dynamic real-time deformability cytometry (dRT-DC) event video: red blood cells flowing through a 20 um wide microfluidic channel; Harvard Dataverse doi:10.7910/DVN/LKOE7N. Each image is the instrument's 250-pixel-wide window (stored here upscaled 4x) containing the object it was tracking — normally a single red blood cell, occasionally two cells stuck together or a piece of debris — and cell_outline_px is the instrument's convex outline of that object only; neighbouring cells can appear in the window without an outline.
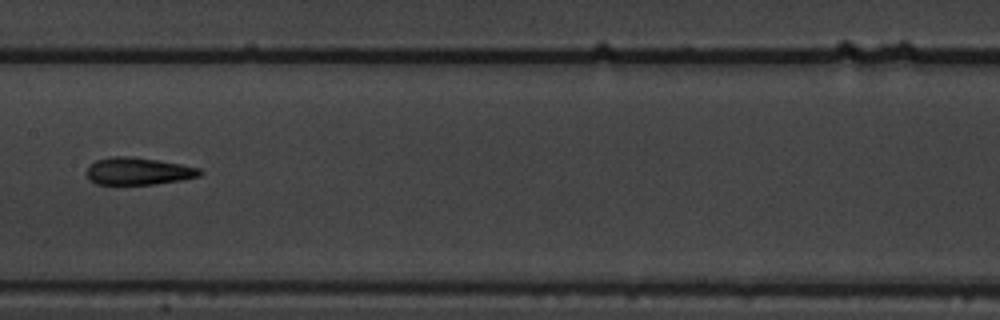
{"species": "common noctule bat (a hibernating species)", "species_latin": "Nyctalus noctula", "temperature_condition": "warm", "stored_images_in_passage": 11, "camera_frame_rate_fps": 3000, "um_per_image_px": 0.085, "animal": {"sex": "male", "body_mass_g": 19.5, "forearm_length_mm": 54.6}, "frame": {"image": 1, "passage_image": 4, "time_ms": 1.0, "image_size_px": [1000, 320], "cell_outline_px": [[204, 172], [200, 176], [180, 180], [156, 184], [96, 184], [84, 172], [88, 164], [96, 160], [112, 156], [132, 156], [180, 164], [200, 168]], "centroid_in_image_um": [11.73, 14.54], "position_along_channel_um": 195.7, "area_um2": 18.09}}
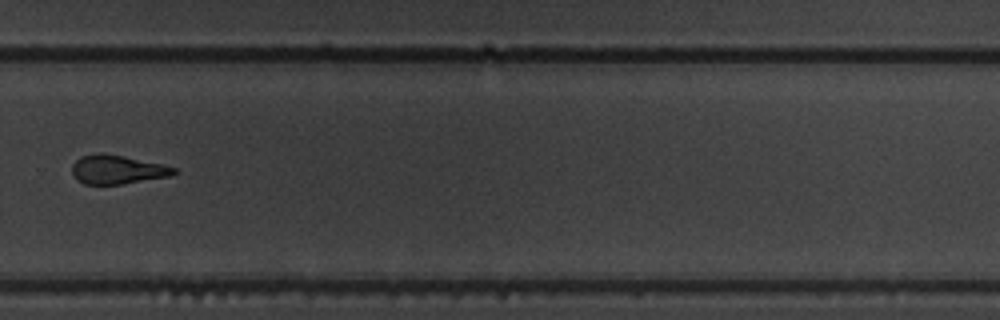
{"frame": {"image": 2, "passage_image": 7, "time_ms": 2.0, "image_size_px": [1000, 320], "cell_outline_px": [[180, 172], [172, 176], [120, 184], [84, 184], [76, 180], [72, 176], [72, 164], [80, 156], [96, 152], [104, 152], [164, 164], [176, 168]], "centroid_in_image_um": [9.97, 14.4], "position_along_channel_um": 319.8, "area_um2": 17.57}}
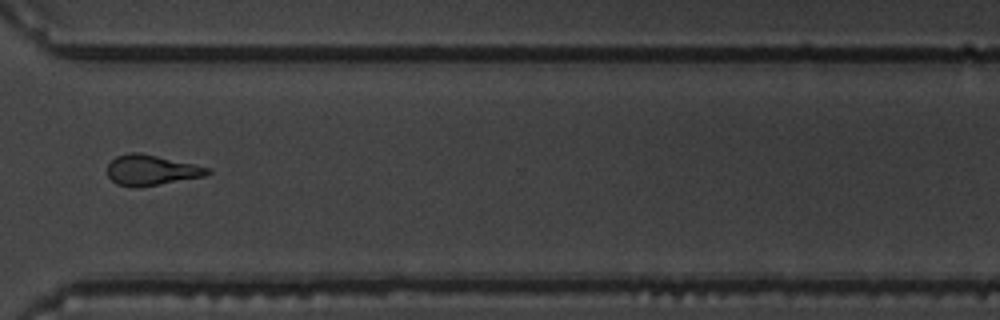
{"frame": {"image": 3, "passage_image": 8, "time_ms": 2.333, "image_size_px": [1000, 320], "cell_outline_px": [[212, 172], [208, 176], [156, 184], [116, 184], [108, 176], [108, 164], [116, 156], [132, 152], [140, 152], [192, 164], [208, 168]], "centroid_in_image_um": [12.89, 14.42], "position_along_channel_um": 357.7, "area_um2": 16.94}}